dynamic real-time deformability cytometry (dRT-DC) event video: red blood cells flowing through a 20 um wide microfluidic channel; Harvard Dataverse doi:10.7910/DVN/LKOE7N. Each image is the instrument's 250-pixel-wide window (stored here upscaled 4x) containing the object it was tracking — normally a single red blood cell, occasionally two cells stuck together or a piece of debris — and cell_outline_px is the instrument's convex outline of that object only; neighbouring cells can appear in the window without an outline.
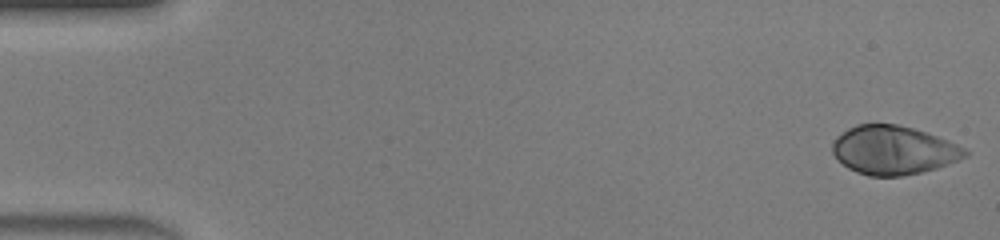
{"species": "human", "species_latin": "Homo sapiens", "temperature_condition": "warm", "stored_images_in_passage": 46, "camera_frame_rate_fps": 3000, "um_per_image_px": 0.085, "donor": {"sex": "male"}, "frame": {"image": 1, "passage_image": 1, "time_ms": 0.0, "image_size_px": [1000, 240], "cell_outline_px": [[968, 156], [936, 168], [920, 172], [900, 176], [868, 176], [856, 172], [848, 168], [832, 152], [832, 144], [836, 136], [848, 128], [856, 124], [896, 124], [912, 128], [936, 136], [956, 144], [964, 148], [968, 152]], "centroid_in_image_um": [75.91, 12.76], "position_along_channel_um": 9.1, "area_um2": 37.28}}
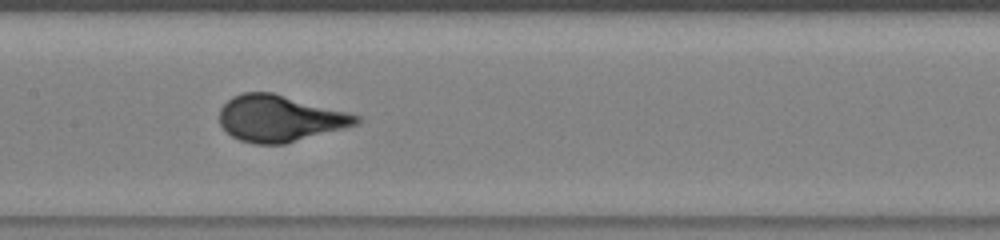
{"frame": {"image": 2, "passage_image": 23, "time_ms": 7.333, "image_size_px": [1000, 240], "cell_outline_px": [[360, 124], [284, 144], [256, 144], [240, 140], [232, 136], [220, 124], [220, 108], [232, 96], [244, 92], [272, 92], [348, 112], [360, 116]], "centroid_in_image_um": [23.79, 10.06], "position_along_channel_um": 183.6, "area_um2": 36.88}}
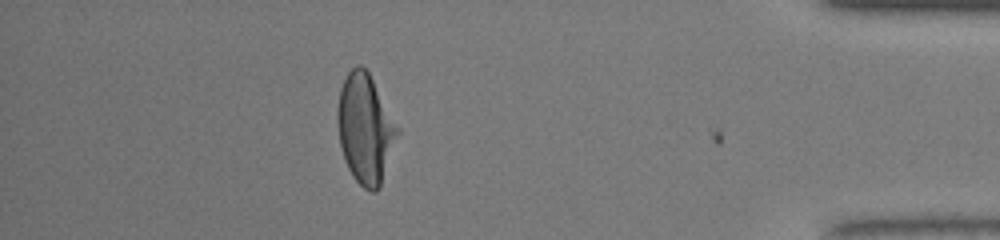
{"frame": {"image": 3, "passage_image": 41, "time_ms": 13.333, "image_size_px": [1000, 240], "cell_outline_px": [[400, 132], [380, 188], [376, 192], [372, 192], [364, 188], [352, 176], [344, 160], [340, 144], [336, 120], [336, 112], [340, 88], [348, 72], [356, 64], [360, 64], [368, 72], [400, 128]], "centroid_in_image_um": [31.05, 10.96], "position_along_channel_um": 404.1, "area_um2": 38.49}}